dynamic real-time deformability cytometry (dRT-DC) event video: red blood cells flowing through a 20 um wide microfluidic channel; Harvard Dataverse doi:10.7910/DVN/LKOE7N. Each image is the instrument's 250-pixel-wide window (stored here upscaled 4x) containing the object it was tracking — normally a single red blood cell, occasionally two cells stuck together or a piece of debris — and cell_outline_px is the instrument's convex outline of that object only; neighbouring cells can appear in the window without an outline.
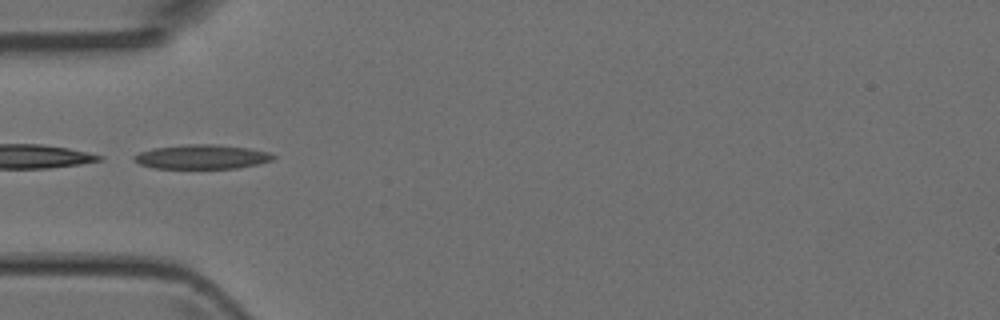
{"species": "Egyptian fruit bat (a non-hibernating species)", "species_latin": "Rousettus aegyptiacus", "temperature_condition": "room temperature", "stored_images_in_passage": 4, "camera_frame_rate_fps": 3000, "um_per_image_px": 0.085, "animal": {"sex": "female"}, "frame": {"image": 1, "passage_image": 4, "time_ms": 4.333, "image_size_px": [1000, 320], "cell_outline_px": [[276, 156], [272, 160], [240, 168], [152, 168], [140, 164], [132, 160], [132, 156], [140, 152], [152, 148], [184, 144], [216, 144], [248, 148], [268, 152]], "centroid_in_image_um": [17.11, 13.32], "position_along_channel_um": 67.9, "area_um2": 19.77}}